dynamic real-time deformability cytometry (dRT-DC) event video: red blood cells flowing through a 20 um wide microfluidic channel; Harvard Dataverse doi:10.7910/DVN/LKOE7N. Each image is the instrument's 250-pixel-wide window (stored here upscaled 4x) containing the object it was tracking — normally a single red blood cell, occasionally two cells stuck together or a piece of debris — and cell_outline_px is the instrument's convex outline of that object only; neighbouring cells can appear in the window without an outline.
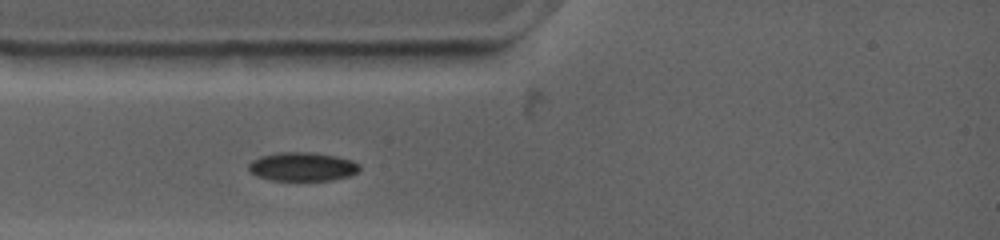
{"species": "common noctule bat (a hibernating species)", "species_latin": "Nyctalus noctula", "temperature_condition": "warm", "stored_images_in_passage": 1, "camera_frame_rate_fps": 4500, "um_per_image_px": 0.085, "animal": {"sex": "female", "body_mass_g": 19.0, "forearm_length_mm": 53.3}, "frame": {"image": 1, "passage_image": 1, "time_ms": 0.0, "image_size_px": [1000, 240], "cell_outline_px": [[360, 168], [356, 172], [348, 176], [332, 180], [272, 180], [256, 176], [248, 172], [248, 164], [252, 160], [260, 156], [280, 152], [316, 152], [336, 156], [352, 160], [360, 164]], "centroid_in_image_um": [25.68, 14.16], "position_along_channel_um": 59.3, "area_um2": 18.73}}